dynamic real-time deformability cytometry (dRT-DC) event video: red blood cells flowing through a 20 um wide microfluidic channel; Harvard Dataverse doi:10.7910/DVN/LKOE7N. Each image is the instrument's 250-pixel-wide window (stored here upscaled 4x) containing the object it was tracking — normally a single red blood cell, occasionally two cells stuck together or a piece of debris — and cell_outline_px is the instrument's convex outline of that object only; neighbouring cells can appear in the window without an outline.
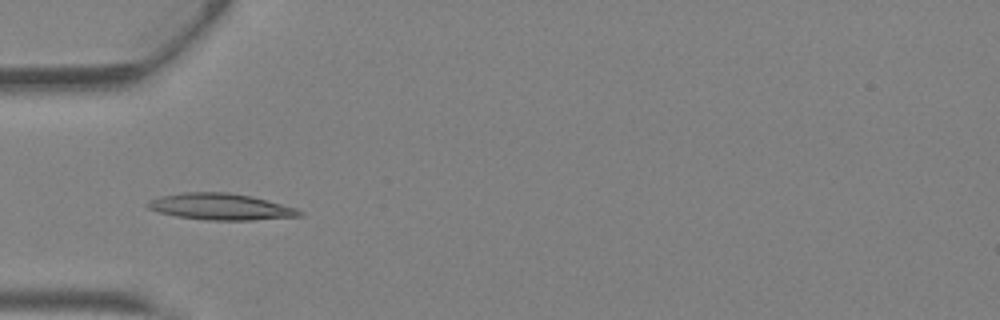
{"species": "Egyptian fruit bat (a non-hibernating species)", "species_latin": "Rousettus aegyptiacus", "temperature_condition": "warm", "stored_images_in_passage": 34, "camera_frame_rate_fps": 3000, "um_per_image_px": 0.085, "animal": {"sex": "female"}, "frame": {"image": 1, "passage_image": 6, "time_ms": 1.667, "image_size_px": [1000, 320], "cell_outline_px": [[304, 212], [300, 216], [252, 220], [208, 220], [176, 216], [160, 212], [148, 208], [144, 204], [148, 200], [160, 196], [184, 192], [228, 192], [252, 196], [296, 208]], "centroid_in_image_um": [18.73, 17.56], "position_along_channel_um": 66.3, "area_um2": 23.35}}
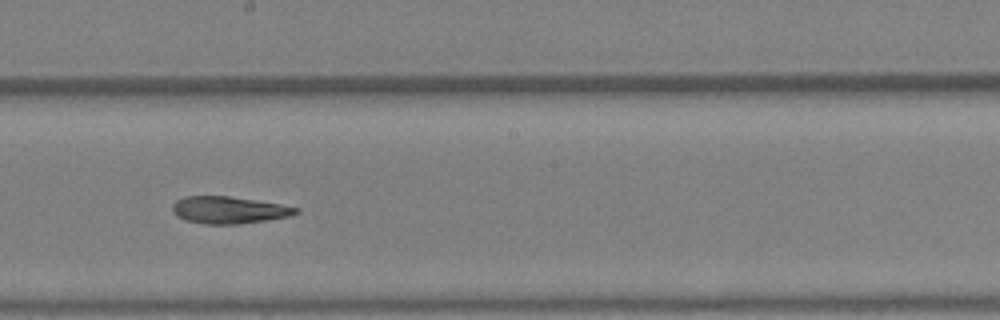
{"frame": {"image": 2, "passage_image": 16, "time_ms": 5.0, "image_size_px": [1000, 320], "cell_outline_px": [[300, 212], [288, 216], [264, 220], [236, 224], [204, 224], [184, 220], [176, 216], [172, 212], [172, 204], [176, 200], [184, 196], [228, 196], [280, 204], [300, 208]], "centroid_in_image_um": [19.39, 17.85], "position_along_channel_um": 228.8, "area_um2": 19.42}}
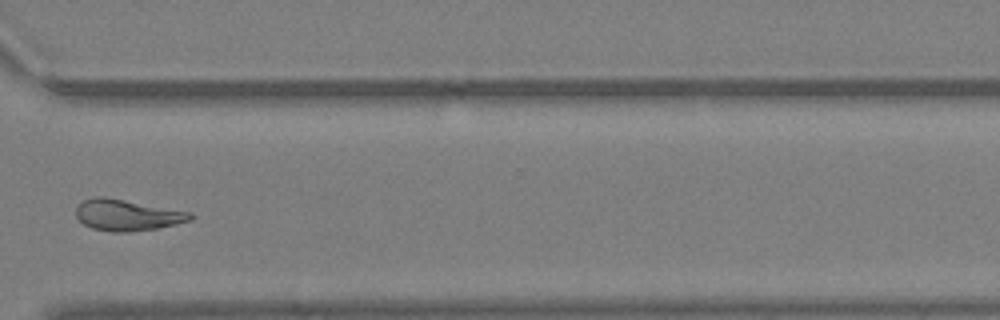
{"frame": {"image": 3, "passage_image": 24, "time_ms": 7.667, "image_size_px": [1000, 320], "cell_outline_px": [[192, 220], [176, 224], [156, 228], [128, 232], [112, 232], [92, 228], [84, 224], [76, 216], [76, 208], [84, 200], [92, 196], [104, 196], [192, 212]], "centroid_in_image_um": [10.8, 18.27], "position_along_channel_um": 359.8, "area_um2": 20.75}, "authors_computed_cell_mechanics": {"area_um2": 20.808, "velocity_mm_per_s": 4.9211, "shape_relaxation_time_tau1_ms": null, "shape_relaxation_time_tau2_ms": 6.409, "deformation_change_tau1": null, "deformation_change_tau2": 0.1741}}